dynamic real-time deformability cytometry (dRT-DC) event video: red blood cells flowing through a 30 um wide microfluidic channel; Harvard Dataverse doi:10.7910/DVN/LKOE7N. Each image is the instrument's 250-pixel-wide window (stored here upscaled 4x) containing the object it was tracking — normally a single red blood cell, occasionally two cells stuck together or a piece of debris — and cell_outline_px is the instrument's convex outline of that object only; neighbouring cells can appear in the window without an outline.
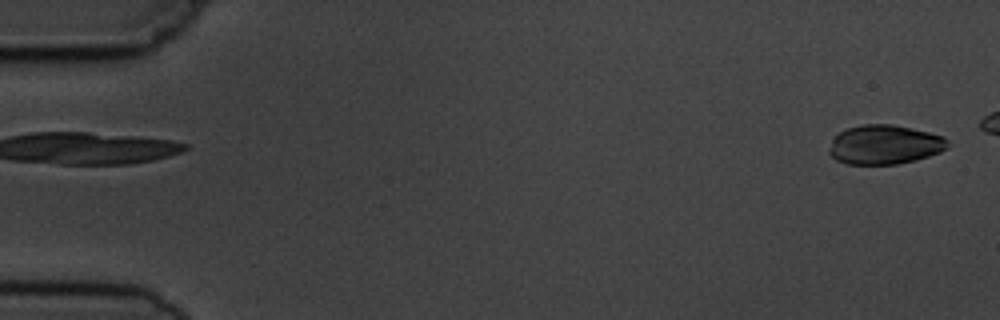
{"species": "common noctule bat (a hibernating species)", "species_latin": "Nyctalus noctula", "temperature_condition": "cold", "stored_images_in_passage": 5, "camera_frame_rate_fps": 3000, "um_per_image_px": 0.085, "animal": {"sex": "male", "body_mass_g": 19.5, "forearm_length_mm": 54.6}, "frame": {"image": 1, "passage_image": 5, "time_ms": 5.333, "image_size_px": [1000, 320], "cell_outline_px": [[948, 148], [940, 152], [916, 160], [896, 164], [848, 164], [836, 160], [828, 152], [828, 148], [832, 140], [840, 132], [848, 128], [864, 124], [892, 124], [912, 128], [944, 136], [948, 140]], "centroid_in_image_um": [75.2, 12.29], "position_along_channel_um": 9.8, "area_um2": 27.17}}